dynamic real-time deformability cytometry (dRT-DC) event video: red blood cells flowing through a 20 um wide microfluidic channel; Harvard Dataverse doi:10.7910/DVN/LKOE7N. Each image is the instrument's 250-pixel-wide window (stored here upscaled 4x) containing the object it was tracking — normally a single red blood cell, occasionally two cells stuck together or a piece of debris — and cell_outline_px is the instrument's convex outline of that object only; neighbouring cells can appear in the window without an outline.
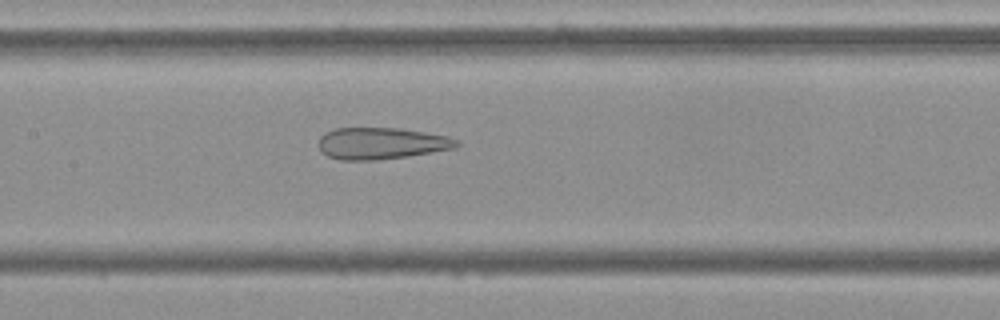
{"species": "Egyptian fruit bat (a non-hibernating species)", "species_latin": "Rousettus aegyptiacus", "temperature_condition": "cold", "stored_images_in_passage": 54, "camera_frame_rate_fps": 3000, "um_per_image_px": 0.085, "frame": {"image": 1, "passage_image": 25, "time_ms": 8.0, "image_size_px": [1000, 320], "cell_outline_px": [[460, 144], [456, 148], [408, 156], [376, 160], [340, 160], [328, 156], [320, 152], [316, 144], [320, 136], [336, 128], [400, 128], [448, 136], [460, 140]], "centroid_in_image_um": [32.4, 12.19], "position_along_channel_um": 175.0, "area_um2": 25.72}}
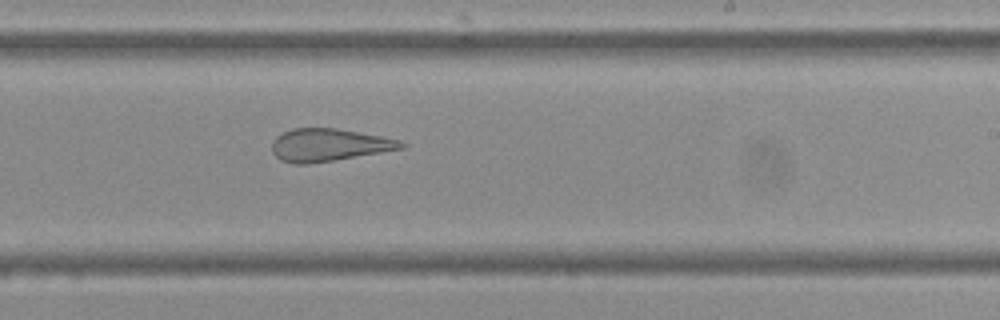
{"frame": {"image": 2, "passage_image": 32, "time_ms": 10.333, "image_size_px": [1000, 320], "cell_outline_px": [[408, 144], [404, 148], [308, 164], [292, 164], [280, 160], [272, 152], [272, 144], [276, 136], [292, 128], [336, 128], [380, 136], [400, 140]], "centroid_in_image_um": [27.92, 12.32], "position_along_channel_um": 261.1, "area_um2": 24.33}}
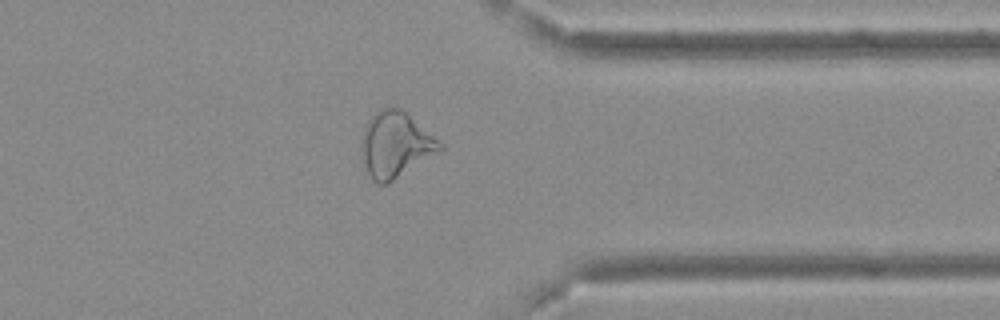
{"frame": {"image": 3, "passage_image": 42, "time_ms": 13.667, "image_size_px": [1000, 320], "cell_outline_px": [[444, 148], [388, 184], [376, 184], [372, 180], [368, 172], [360, 148], [360, 144], [364, 128], [368, 120], [376, 112], [384, 108], [400, 108], [444, 144]], "centroid_in_image_um": [33.6, 12.32], "position_along_channel_um": 377.8, "area_um2": 29.59}}